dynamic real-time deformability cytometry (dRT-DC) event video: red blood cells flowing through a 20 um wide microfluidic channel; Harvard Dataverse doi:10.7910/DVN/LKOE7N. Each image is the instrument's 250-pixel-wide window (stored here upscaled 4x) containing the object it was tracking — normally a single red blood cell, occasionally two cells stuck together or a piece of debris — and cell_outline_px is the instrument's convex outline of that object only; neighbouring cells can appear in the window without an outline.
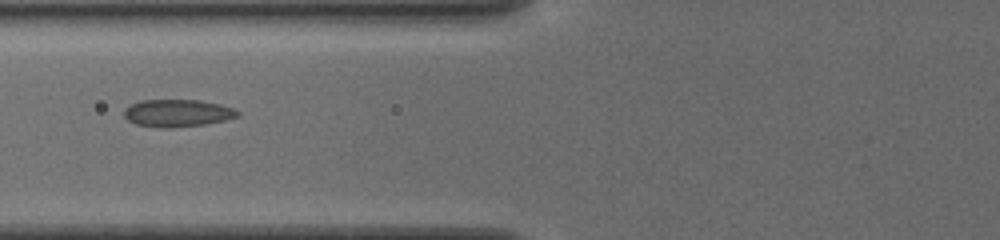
{"species": "common noctule bat (a hibernating species)", "species_latin": "Nyctalus noctula", "temperature_condition": "cold", "stored_images_in_passage": 7, "camera_frame_rate_fps": 3000, "um_per_image_px": 0.085, "animal": {"sex": "female", "body_mass_g": 19.5, "forearm_length_mm": 54.1}, "frame": {"image": 1, "passage_image": 2, "time_ms": 0.333, "image_size_px": [1000, 240], "cell_outline_px": [[240, 116], [224, 120], [204, 124], [172, 128], [160, 128], [136, 124], [128, 120], [124, 116], [124, 112], [132, 104], [140, 100], [200, 100], [220, 104], [232, 108], [240, 112]], "centroid_in_image_um": [15.1, 9.61], "position_along_channel_um": 110.7, "area_um2": 18.03}}
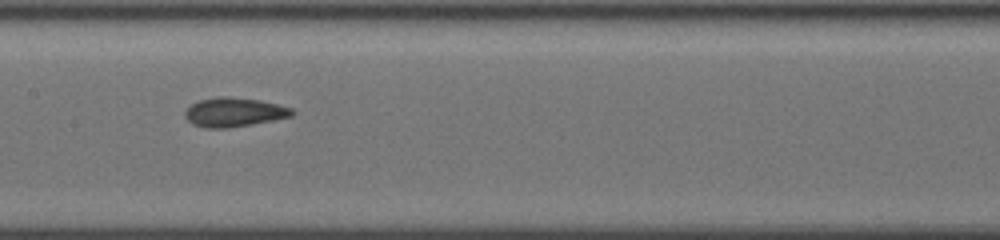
{"frame": {"image": 2, "passage_image": 4, "time_ms": 1.0, "image_size_px": [1000, 240], "cell_outline_px": [[296, 112], [292, 116], [272, 120], [224, 128], [208, 128], [192, 124], [184, 116], [184, 112], [192, 104], [200, 100], [216, 96], [228, 96], [260, 100], [292, 108]], "centroid_in_image_um": [19.88, 9.52], "position_along_channel_um": 187.5, "area_um2": 17.98}}
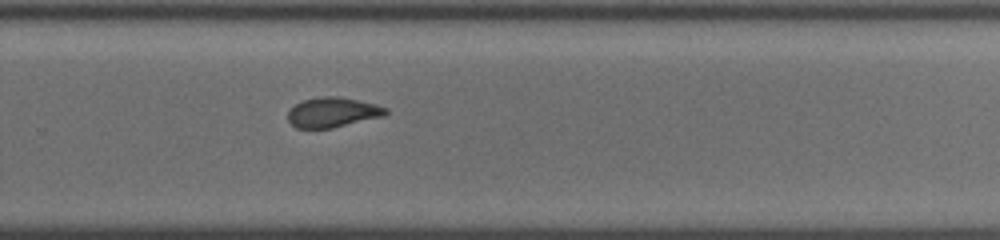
{"frame": {"image": 3, "passage_image": 7, "time_ms": 2.0, "image_size_px": [1000, 240], "cell_outline_px": [[388, 112], [384, 116], [332, 128], [296, 128], [288, 120], [288, 112], [296, 104], [304, 100], [320, 96], [340, 96], [376, 104], [388, 108]], "centroid_in_image_um": [28.3, 9.54], "position_along_channel_um": 301.5, "area_um2": 17.05}}